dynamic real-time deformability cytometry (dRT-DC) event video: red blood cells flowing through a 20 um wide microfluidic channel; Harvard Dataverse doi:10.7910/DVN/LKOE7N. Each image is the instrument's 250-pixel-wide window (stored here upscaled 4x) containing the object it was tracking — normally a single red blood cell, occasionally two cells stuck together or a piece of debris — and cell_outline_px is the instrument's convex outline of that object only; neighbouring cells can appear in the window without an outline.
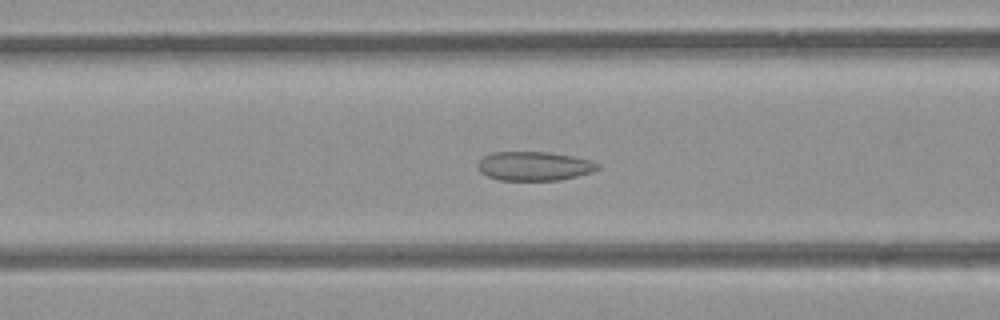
{"species": "common noctule bat (a hibernating species)", "species_latin": "Nyctalus noctula", "temperature_condition": "room temperature", "stored_images_in_passage": 53, "camera_frame_rate_fps": 3000, "um_per_image_px": 0.085, "animal": {"sex": "female", "body_mass_g": 21.9}, "frame": {"image": 1, "passage_image": 21, "time_ms": 6.667, "image_size_px": [1000, 320], "cell_outline_px": [[600, 168], [592, 172], [560, 180], [500, 180], [488, 176], [480, 172], [476, 164], [484, 156], [492, 152], [548, 152], [572, 156], [588, 160], [600, 164]], "centroid_in_image_um": [45.39, 14.12], "position_along_channel_um": 121.2, "area_um2": 20.23}}
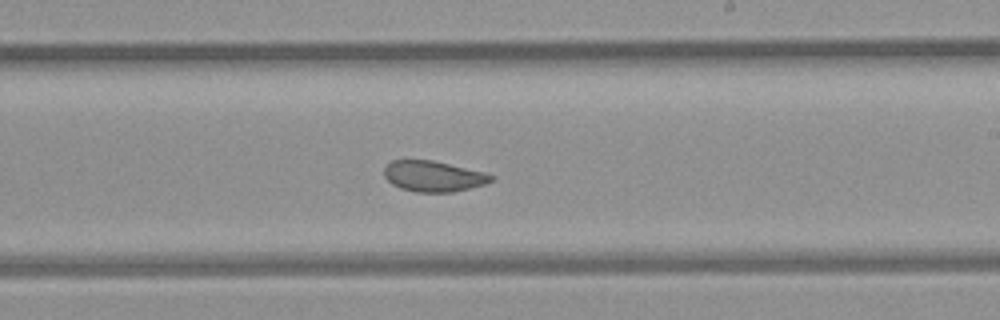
{"frame": {"image": 2, "passage_image": 31, "time_ms": 10.0, "image_size_px": [1000, 320], "cell_outline_px": [[496, 176], [492, 180], [484, 184], [452, 192], [416, 192], [400, 188], [392, 184], [384, 176], [384, 168], [392, 160], [432, 160], [484, 172]], "centroid_in_image_um": [36.82, 14.98], "position_along_channel_um": 252.2, "area_um2": 19.02}}
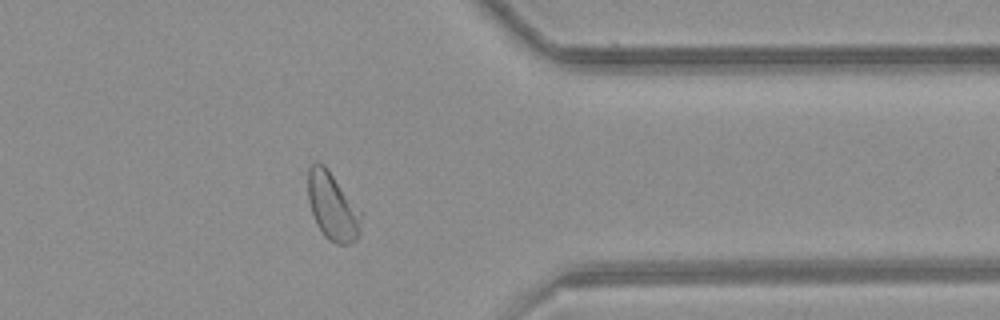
{"frame": {"image": 3, "passage_image": 42, "time_ms": 13.667, "image_size_px": [1000, 320], "cell_outline_px": [[360, 236], [352, 244], [336, 244], [328, 240], [324, 236], [316, 224], [308, 200], [308, 168], [316, 160], [324, 164], [328, 168], [360, 212]], "centroid_in_image_um": [28.23, 17.55], "position_along_channel_um": 383.2, "area_um2": 20.92}, "authors_computed_cell_mechanics": {"area_um2": 22.253, "velocity_mm_per_s": 3.9265, "shape_relaxation_time_tau1_ms": null, "shape_relaxation_time_tau2_ms": 1.4621, "deformation_change_tau1": null, "deformation_change_tau2": 0.0547}}